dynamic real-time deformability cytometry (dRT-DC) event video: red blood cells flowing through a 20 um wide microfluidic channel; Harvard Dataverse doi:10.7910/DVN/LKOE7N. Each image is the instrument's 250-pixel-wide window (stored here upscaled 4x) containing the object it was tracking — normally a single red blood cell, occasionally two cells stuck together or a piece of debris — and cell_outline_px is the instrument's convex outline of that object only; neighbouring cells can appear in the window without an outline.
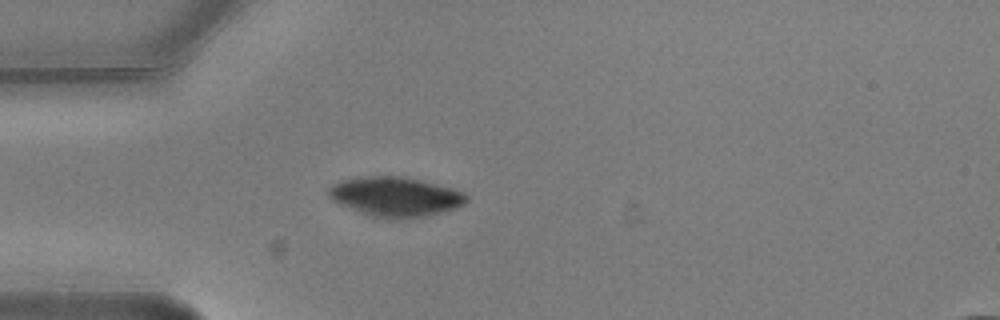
{"species": "common noctule bat (a hibernating species)", "species_latin": "Nyctalus noctula", "temperature_condition": "warm", "stored_images_in_passage": 1, "camera_frame_rate_fps": 3000, "um_per_image_px": 0.085, "animal": {"sex": "male", "body_mass_g": 20.5, "forearm_length_mm": 52.5}, "frame": {"image": 1, "passage_image": 1, "time_ms": 0.0, "image_size_px": [1000, 320], "cell_outline_px": [[468, 200], [464, 204], [456, 208], [424, 216], [404, 220], [392, 220], [372, 216], [360, 212], [340, 204], [332, 200], [328, 196], [328, 188], [332, 184], [344, 180], [360, 176], [400, 176], [420, 180], [452, 188], [464, 192], [468, 196]], "centroid_in_image_um": [33.61, 16.73], "position_along_channel_um": 51.4, "area_um2": 31.91}}